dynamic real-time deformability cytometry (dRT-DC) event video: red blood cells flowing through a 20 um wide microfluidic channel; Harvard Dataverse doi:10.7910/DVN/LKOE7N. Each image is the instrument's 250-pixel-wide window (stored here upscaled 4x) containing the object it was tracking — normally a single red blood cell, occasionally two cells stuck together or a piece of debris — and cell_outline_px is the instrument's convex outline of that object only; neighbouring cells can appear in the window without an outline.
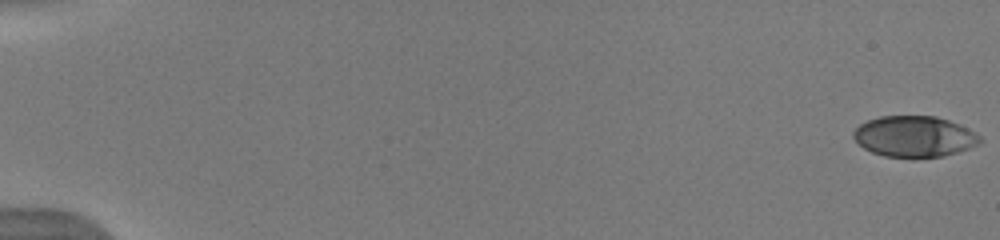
{"species": "human", "species_latin": "Homo sapiens", "temperature_condition": "warm", "stored_images_in_passage": 53, "camera_frame_rate_fps": 3000, "um_per_image_px": 0.085, "donor": {"sex": "male"}, "frame": {"image": 1, "passage_image": 1, "time_ms": 0.0, "image_size_px": [1000, 240], "cell_outline_px": [[984, 140], [980, 144], [944, 156], [884, 156], [872, 152], [864, 148], [852, 136], [852, 132], [860, 124], [868, 120], [880, 116], [936, 116], [960, 124], [976, 132]], "centroid_in_image_um": [77.74, 11.58], "position_along_channel_um": 7.3, "area_um2": 30.0}}
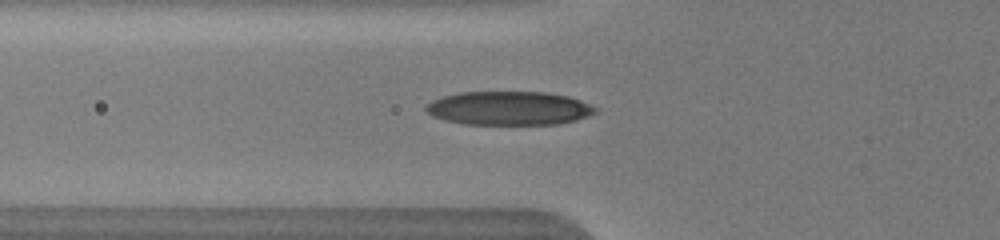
{"frame": {"image": 2, "passage_image": 21, "time_ms": 6.667, "image_size_px": [1000, 240], "cell_outline_px": [[600, 108], [596, 112], [588, 116], [576, 120], [556, 124], [464, 124], [444, 120], [432, 116], [424, 108], [432, 100], [444, 96], [460, 92], [544, 92], [568, 96], [580, 100]], "centroid_in_image_um": [43.28, 9.2], "position_along_channel_um": 82.5, "area_um2": 33.35}}
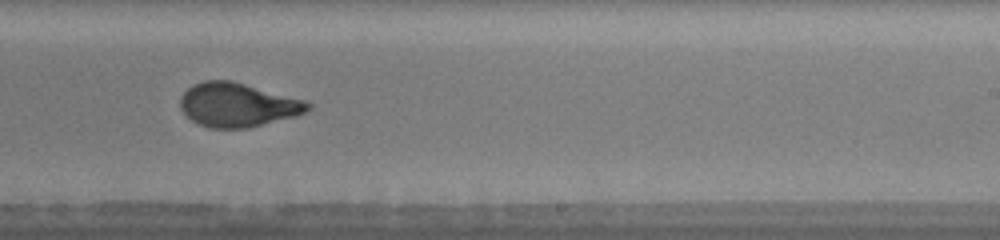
{"frame": {"image": 3, "passage_image": 35, "time_ms": 11.333, "image_size_px": [1000, 240], "cell_outline_px": [[312, 108], [296, 116], [248, 128], [208, 128], [192, 120], [180, 108], [180, 96], [192, 84], [204, 80], [232, 80], [304, 100], [312, 104]], "centroid_in_image_um": [20.19, 8.91], "position_along_channel_um": 268.8, "area_um2": 32.66}, "authors_computed_cell_mechanics": {"area_um2": 32.0212, "velocity_mm_per_s": 3.9796, "shape_relaxation_time_tau1_ms": 3.6165, "shape_relaxation_time_tau2_ms": 0.8261, "deformation_change_tau1": 0.201, "deformation_change_tau2": 0.0735}}